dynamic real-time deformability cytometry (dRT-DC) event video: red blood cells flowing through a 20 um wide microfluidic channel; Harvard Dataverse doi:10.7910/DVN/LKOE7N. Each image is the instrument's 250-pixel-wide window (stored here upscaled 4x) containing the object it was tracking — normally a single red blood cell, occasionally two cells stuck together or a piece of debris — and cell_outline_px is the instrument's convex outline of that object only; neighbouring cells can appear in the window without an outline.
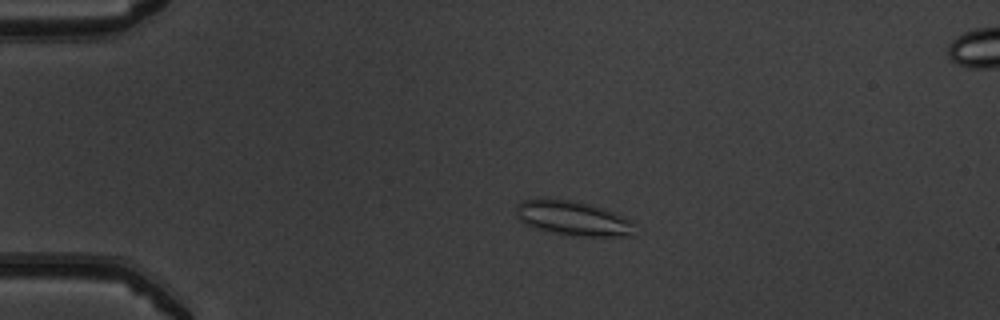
{"species": "common noctule bat (a hibernating species)", "species_latin": "Nyctalus noctula", "temperature_condition": "warm", "stored_images_in_passage": 53, "camera_frame_rate_fps": 3000, "um_per_image_px": 0.085, "animal": {"sex": "male", "body_mass_g": 19.5, "forearm_length_mm": 54.6}, "frame": {"image": 1, "passage_image": 13, "time_ms": 4.0, "image_size_px": [1000, 320], "cell_outline_px": [[636, 236], [572, 236], [552, 232], [536, 228], [524, 224], [516, 216], [516, 204], [524, 200], [540, 196], [548, 196], [576, 200], [604, 208], [616, 212], [632, 220]], "centroid_in_image_um": [48.69, 18.51], "position_along_channel_um": 36.3, "area_um2": 24.85}}
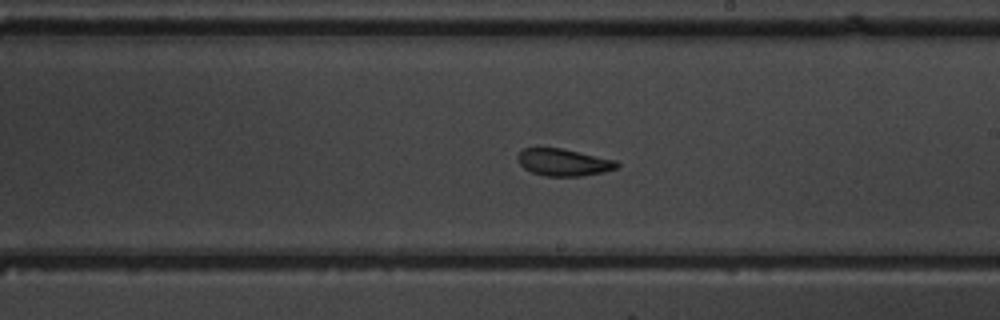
{"frame": {"image": 2, "passage_image": 32, "time_ms": 10.333, "image_size_px": [1000, 320], "cell_outline_px": [[620, 164], [616, 168], [604, 172], [584, 176], [544, 176], [532, 172], [524, 168], [520, 164], [516, 156], [524, 148], [560, 148], [616, 160]], "centroid_in_image_um": [47.9, 13.81], "position_along_channel_um": 241.1, "area_um2": 15.61}}
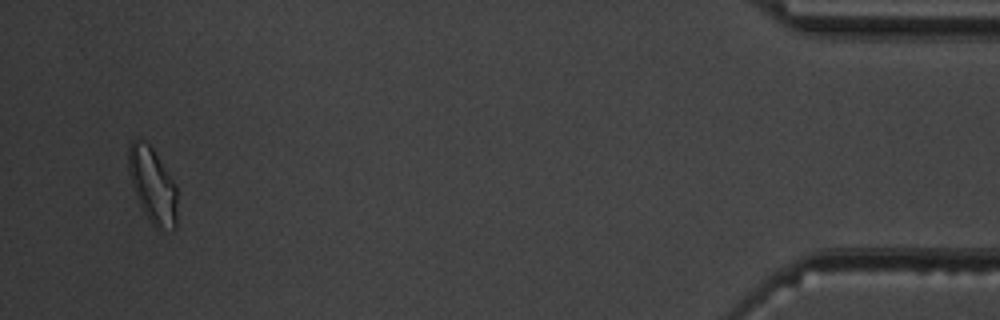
{"frame": {"image": 3, "passage_image": 51, "time_ms": 16.667, "image_size_px": [1000, 320], "cell_outline_px": [[176, 228], [172, 232], [156, 228], [148, 220], [140, 204], [132, 184], [128, 168], [128, 144], [132, 140], [144, 140], [152, 148], [176, 184]], "centroid_in_image_um": [12.97, 15.78], "position_along_channel_um": 422.2, "area_um2": 21.39}, "authors_computed_cell_mechanics": {"area_um2": 18.3804, "velocity_mm_per_s": 3.9892, "shape_relaxation_time_tau1_ms": null, "shape_relaxation_time_tau2_ms": 1.9429, "deformation_change_tau1": null, "deformation_change_tau2": 0.0898}}